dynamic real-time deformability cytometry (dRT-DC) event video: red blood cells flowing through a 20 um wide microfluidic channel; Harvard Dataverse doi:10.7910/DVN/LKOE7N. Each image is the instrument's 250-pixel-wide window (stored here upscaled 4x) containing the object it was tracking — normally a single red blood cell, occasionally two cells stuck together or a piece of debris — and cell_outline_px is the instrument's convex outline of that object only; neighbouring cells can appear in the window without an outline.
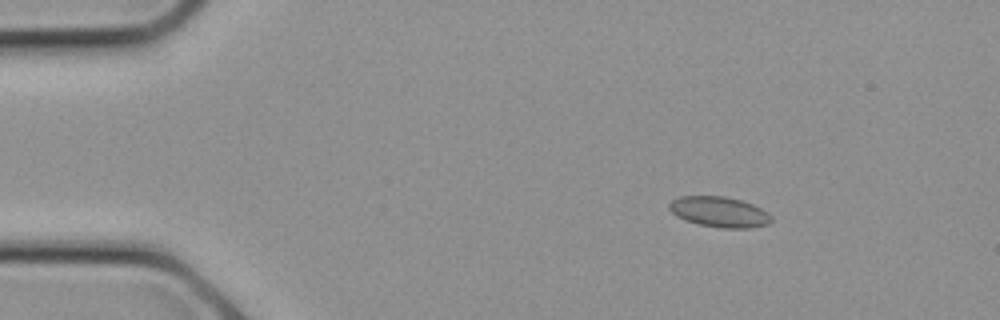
{"species": "common noctule bat (a hibernating species)", "species_latin": "Nyctalus noctula", "temperature_condition": "cold", "stored_images_in_passage": 10, "camera_frame_rate_fps": 3000, "um_per_image_px": 0.085, "animal": {"sex": "female", "body_mass_g": 21.9}, "frame": {"image": 1, "passage_image": 3, "time_ms": 0.667, "image_size_px": [1000, 320], "cell_outline_px": [[772, 220], [768, 224], [748, 228], [720, 228], [700, 224], [684, 220], [676, 216], [668, 208], [668, 204], [672, 200], [680, 196], [724, 196], [740, 200], [752, 204], [768, 212], [772, 216]], "centroid_in_image_um": [61.13, 18.01], "position_along_channel_um": 23.9, "area_um2": 18.15}}
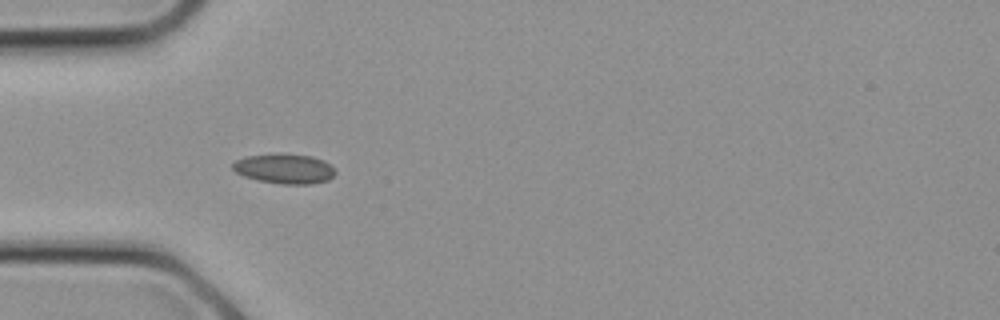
{"frame": {"image": 2, "passage_image": 7, "time_ms": 2.0, "image_size_px": [1000, 320], "cell_outline_px": [[336, 172], [328, 180], [312, 184], [280, 184], [256, 180], [244, 176], [236, 172], [232, 168], [232, 164], [236, 160], [248, 156], [280, 152], [312, 156], [324, 160], [336, 168]], "centroid_in_image_um": [24.2, 14.33], "position_along_channel_um": 60.8, "area_um2": 18.21}}
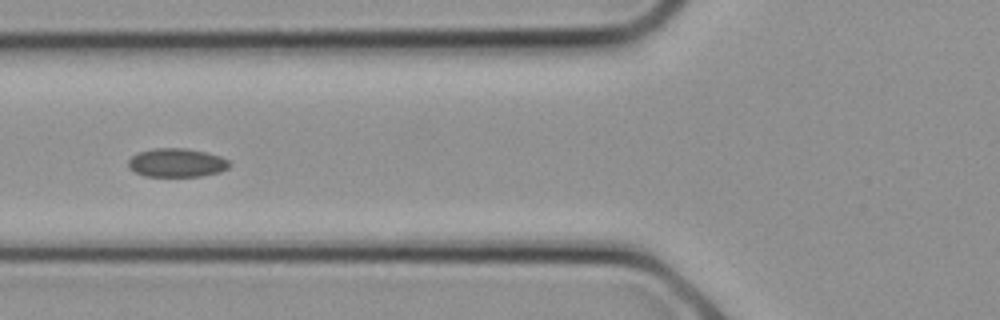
{"frame": {"image": 3, "passage_image": 9, "time_ms": 2.667, "image_size_px": [1000, 320], "cell_outline_px": [[232, 164], [228, 168], [220, 172], [200, 176], [144, 176], [128, 168], [128, 160], [132, 156], [140, 152], [156, 148], [184, 148], [208, 152], [220, 156], [228, 160]], "centroid_in_image_um": [15.04, 13.83], "position_along_channel_um": 110.8, "area_um2": 16.94}}